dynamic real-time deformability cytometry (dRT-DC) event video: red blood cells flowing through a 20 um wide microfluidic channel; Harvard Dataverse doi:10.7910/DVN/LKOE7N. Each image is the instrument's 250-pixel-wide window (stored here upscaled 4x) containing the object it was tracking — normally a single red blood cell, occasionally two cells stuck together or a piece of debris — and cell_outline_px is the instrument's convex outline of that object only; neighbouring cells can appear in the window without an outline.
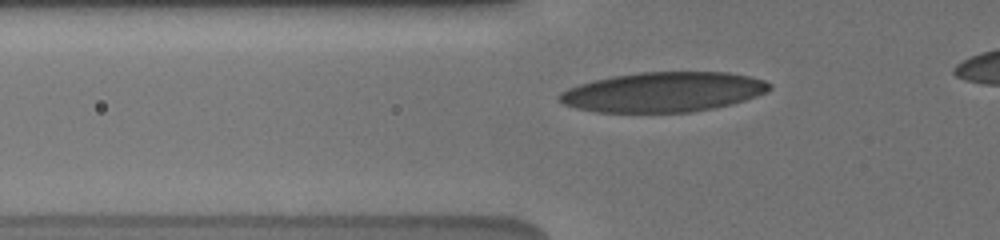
{"species": "human", "species_latin": "Homo sapiens", "temperature_condition": "cold", "stored_images_in_passage": 44, "camera_frame_rate_fps": 3000, "um_per_image_px": 0.085, "donor": {"sex": "male"}, "frame": {"image": 1, "passage_image": 23, "time_ms": 4.333, "image_size_px": [1000, 240], "cell_outline_px": [[772, 88], [756, 96], [732, 104], [692, 112], [596, 112], [576, 108], [564, 104], [556, 96], [560, 92], [568, 88], [592, 80], [612, 76], [640, 72], [728, 72], [748, 76], [764, 80], [772, 84]], "centroid_in_image_um": [56.36, 7.82], "position_along_channel_um": 69.4, "area_um2": 48.78}}
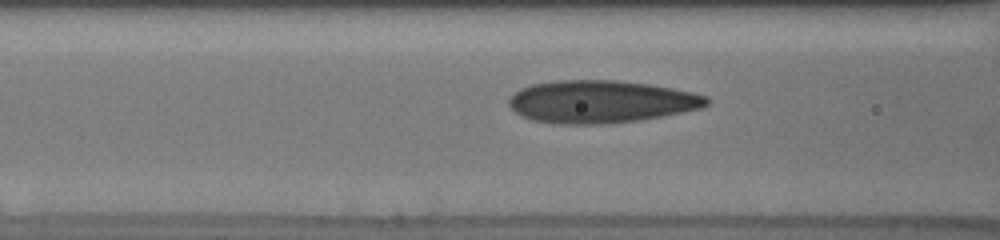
{"frame": {"image": 2, "passage_image": 30, "time_ms": 5.667, "image_size_px": [1000, 240], "cell_outline_px": [[712, 100], [708, 104], [700, 108], [660, 116], [636, 120], [600, 124], [556, 124], [532, 120], [516, 112], [508, 104], [508, 100], [520, 88], [532, 84], [556, 80], [616, 80], [648, 84], [672, 88], [692, 92], [708, 96]], "centroid_in_image_um": [51.07, 8.63], "position_along_channel_um": 115.5, "area_um2": 48.78}}
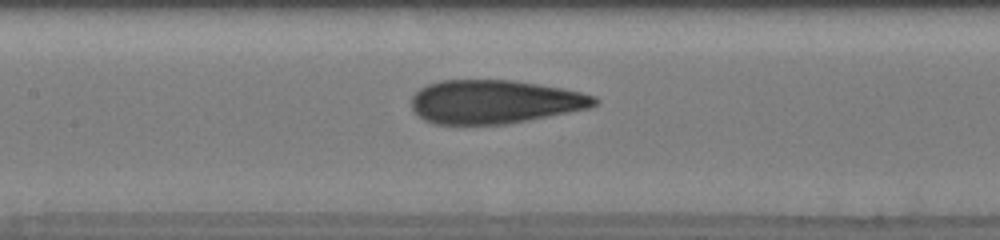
{"frame": {"image": 3, "passage_image": 38, "time_ms": 7.0, "image_size_px": [1000, 240], "cell_outline_px": [[600, 100], [596, 104], [588, 108], [508, 124], [432, 124], [424, 120], [412, 108], [412, 96], [420, 88], [428, 84], [440, 80], [512, 80], [560, 88], [580, 92], [596, 96]], "centroid_in_image_um": [42.02, 8.65], "position_along_channel_um": 165.4, "area_um2": 46.3}}